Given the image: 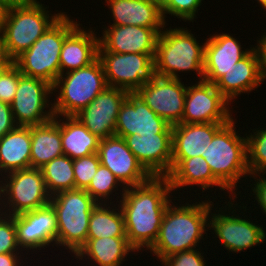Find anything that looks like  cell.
I'll return each instance as SVG.
<instances>
[{"label":"cell","mask_w":266,"mask_h":266,"mask_svg":"<svg viewBox=\"0 0 266 266\" xmlns=\"http://www.w3.org/2000/svg\"><path fill=\"white\" fill-rule=\"evenodd\" d=\"M172 192L168 177H151L147 182L122 188L119 206L125 223L129 244L141 251L150 249L159 235L164 213L170 203Z\"/></svg>","instance_id":"6da1fadb"},{"label":"cell","mask_w":266,"mask_h":266,"mask_svg":"<svg viewBox=\"0 0 266 266\" xmlns=\"http://www.w3.org/2000/svg\"><path fill=\"white\" fill-rule=\"evenodd\" d=\"M199 202V203H198ZM178 206L170 203L164 213L159 235L149 249L161 262L164 258L182 251L196 249L209 229V215L214 207L209 200ZM207 228V229H206Z\"/></svg>","instance_id":"7a4b0ae2"},{"label":"cell","mask_w":266,"mask_h":266,"mask_svg":"<svg viewBox=\"0 0 266 266\" xmlns=\"http://www.w3.org/2000/svg\"><path fill=\"white\" fill-rule=\"evenodd\" d=\"M46 9L37 0H27L5 10L0 34L1 52L11 62L28 50L64 13L53 15Z\"/></svg>","instance_id":"3957f363"},{"label":"cell","mask_w":266,"mask_h":266,"mask_svg":"<svg viewBox=\"0 0 266 266\" xmlns=\"http://www.w3.org/2000/svg\"><path fill=\"white\" fill-rule=\"evenodd\" d=\"M165 27L159 34L155 55L154 74L160 77L180 79L179 72H197L203 80L204 47L187 28Z\"/></svg>","instance_id":"277c9868"},{"label":"cell","mask_w":266,"mask_h":266,"mask_svg":"<svg viewBox=\"0 0 266 266\" xmlns=\"http://www.w3.org/2000/svg\"><path fill=\"white\" fill-rule=\"evenodd\" d=\"M235 121L233 117L215 133L204 158L213 175L228 189L227 193L232 200L237 198L238 194L234 191H237V183L242 180L240 178H246L247 174L250 176L247 139L236 132Z\"/></svg>","instance_id":"5b68a950"},{"label":"cell","mask_w":266,"mask_h":266,"mask_svg":"<svg viewBox=\"0 0 266 266\" xmlns=\"http://www.w3.org/2000/svg\"><path fill=\"white\" fill-rule=\"evenodd\" d=\"M64 12L35 43L13 63L22 75L38 78L54 85L60 76V52L65 38L78 26Z\"/></svg>","instance_id":"8992f818"},{"label":"cell","mask_w":266,"mask_h":266,"mask_svg":"<svg viewBox=\"0 0 266 266\" xmlns=\"http://www.w3.org/2000/svg\"><path fill=\"white\" fill-rule=\"evenodd\" d=\"M50 204L57 215V248L64 246L74 255L86 244L92 209L98 204L85 189L58 192Z\"/></svg>","instance_id":"52a82bcc"},{"label":"cell","mask_w":266,"mask_h":266,"mask_svg":"<svg viewBox=\"0 0 266 266\" xmlns=\"http://www.w3.org/2000/svg\"><path fill=\"white\" fill-rule=\"evenodd\" d=\"M106 87L105 72L99 58L86 67L60 74L52 86L54 93L58 92L52 105L54 116L76 115Z\"/></svg>","instance_id":"ba28073f"},{"label":"cell","mask_w":266,"mask_h":266,"mask_svg":"<svg viewBox=\"0 0 266 266\" xmlns=\"http://www.w3.org/2000/svg\"><path fill=\"white\" fill-rule=\"evenodd\" d=\"M4 175L0 177L1 213L14 216L50 203L51 195L40 168L16 170Z\"/></svg>","instance_id":"9c48e42d"},{"label":"cell","mask_w":266,"mask_h":266,"mask_svg":"<svg viewBox=\"0 0 266 266\" xmlns=\"http://www.w3.org/2000/svg\"><path fill=\"white\" fill-rule=\"evenodd\" d=\"M107 85L135 93L154 74V60L149 54L98 52Z\"/></svg>","instance_id":"30bf717a"},{"label":"cell","mask_w":266,"mask_h":266,"mask_svg":"<svg viewBox=\"0 0 266 266\" xmlns=\"http://www.w3.org/2000/svg\"><path fill=\"white\" fill-rule=\"evenodd\" d=\"M52 94L50 83L21 75L14 100L10 104L16 124L18 126L40 125L53 119V104L49 100Z\"/></svg>","instance_id":"8fae6325"},{"label":"cell","mask_w":266,"mask_h":266,"mask_svg":"<svg viewBox=\"0 0 266 266\" xmlns=\"http://www.w3.org/2000/svg\"><path fill=\"white\" fill-rule=\"evenodd\" d=\"M231 201L232 200L230 199L229 202H224L228 204L225 205V210H222L221 208L216 210L218 214H215V212L211 214L210 211L209 228L210 230H214V236L215 238L216 236L219 238V243L226 248L225 250L239 253L265 242L266 232L263 229V225L258 226L255 223L253 224V221L251 222L250 219H246L245 216L242 218L239 216L240 214H235L237 211L234 209V203ZM226 209L230 210L227 212L229 215L225 214L224 211H227ZM230 214L232 215L230 216Z\"/></svg>","instance_id":"7c38bea8"},{"label":"cell","mask_w":266,"mask_h":266,"mask_svg":"<svg viewBox=\"0 0 266 266\" xmlns=\"http://www.w3.org/2000/svg\"><path fill=\"white\" fill-rule=\"evenodd\" d=\"M180 79L154 75L135 93L171 126L182 123L187 85Z\"/></svg>","instance_id":"4fadbf2b"},{"label":"cell","mask_w":266,"mask_h":266,"mask_svg":"<svg viewBox=\"0 0 266 266\" xmlns=\"http://www.w3.org/2000/svg\"><path fill=\"white\" fill-rule=\"evenodd\" d=\"M229 105L214 84L198 81L187 86L182 123H227L233 117Z\"/></svg>","instance_id":"5bb4252c"},{"label":"cell","mask_w":266,"mask_h":266,"mask_svg":"<svg viewBox=\"0 0 266 266\" xmlns=\"http://www.w3.org/2000/svg\"><path fill=\"white\" fill-rule=\"evenodd\" d=\"M17 244L21 251L42 250L54 245L57 247V215L53 206L48 205L14 215ZM26 248V249H25Z\"/></svg>","instance_id":"9a60e30c"},{"label":"cell","mask_w":266,"mask_h":266,"mask_svg":"<svg viewBox=\"0 0 266 266\" xmlns=\"http://www.w3.org/2000/svg\"><path fill=\"white\" fill-rule=\"evenodd\" d=\"M97 154L100 163L116 176L123 188L143 184L152 177L127 147L123 137L113 135L100 139Z\"/></svg>","instance_id":"2e32d148"},{"label":"cell","mask_w":266,"mask_h":266,"mask_svg":"<svg viewBox=\"0 0 266 266\" xmlns=\"http://www.w3.org/2000/svg\"><path fill=\"white\" fill-rule=\"evenodd\" d=\"M128 94L126 90L108 86L74 116L98 138L111 137L115 135L118 113Z\"/></svg>","instance_id":"e0dca14e"},{"label":"cell","mask_w":266,"mask_h":266,"mask_svg":"<svg viewBox=\"0 0 266 266\" xmlns=\"http://www.w3.org/2000/svg\"><path fill=\"white\" fill-rule=\"evenodd\" d=\"M99 38L98 52L149 54L153 59L156 43L163 28H145L135 25L104 27Z\"/></svg>","instance_id":"ac0fdd59"},{"label":"cell","mask_w":266,"mask_h":266,"mask_svg":"<svg viewBox=\"0 0 266 266\" xmlns=\"http://www.w3.org/2000/svg\"><path fill=\"white\" fill-rule=\"evenodd\" d=\"M127 147L152 177H167L171 172L172 133L128 135Z\"/></svg>","instance_id":"d6986e66"},{"label":"cell","mask_w":266,"mask_h":266,"mask_svg":"<svg viewBox=\"0 0 266 266\" xmlns=\"http://www.w3.org/2000/svg\"><path fill=\"white\" fill-rule=\"evenodd\" d=\"M172 127L162 117L151 110L136 94L129 93L122 103L115 126V135H153L172 133Z\"/></svg>","instance_id":"ffe728a7"},{"label":"cell","mask_w":266,"mask_h":266,"mask_svg":"<svg viewBox=\"0 0 266 266\" xmlns=\"http://www.w3.org/2000/svg\"><path fill=\"white\" fill-rule=\"evenodd\" d=\"M203 80L214 84L251 50H242L241 43L229 33L213 34L205 39Z\"/></svg>","instance_id":"44dd1931"},{"label":"cell","mask_w":266,"mask_h":266,"mask_svg":"<svg viewBox=\"0 0 266 266\" xmlns=\"http://www.w3.org/2000/svg\"><path fill=\"white\" fill-rule=\"evenodd\" d=\"M226 123H179L172 127L171 171L183 160L195 156L205 158L208 144Z\"/></svg>","instance_id":"7402d4cb"},{"label":"cell","mask_w":266,"mask_h":266,"mask_svg":"<svg viewBox=\"0 0 266 266\" xmlns=\"http://www.w3.org/2000/svg\"><path fill=\"white\" fill-rule=\"evenodd\" d=\"M264 82L256 49L252 50L215 83V87L231 103L241 93H249ZM237 96V97H236Z\"/></svg>","instance_id":"603a6c76"},{"label":"cell","mask_w":266,"mask_h":266,"mask_svg":"<svg viewBox=\"0 0 266 266\" xmlns=\"http://www.w3.org/2000/svg\"><path fill=\"white\" fill-rule=\"evenodd\" d=\"M113 16L112 25L164 28L161 7L155 0H105Z\"/></svg>","instance_id":"cb8c5ba5"},{"label":"cell","mask_w":266,"mask_h":266,"mask_svg":"<svg viewBox=\"0 0 266 266\" xmlns=\"http://www.w3.org/2000/svg\"><path fill=\"white\" fill-rule=\"evenodd\" d=\"M80 26L79 23L63 42L60 52V74L86 67L98 58L97 32L91 30L92 28L85 30Z\"/></svg>","instance_id":"d4e9b609"},{"label":"cell","mask_w":266,"mask_h":266,"mask_svg":"<svg viewBox=\"0 0 266 266\" xmlns=\"http://www.w3.org/2000/svg\"><path fill=\"white\" fill-rule=\"evenodd\" d=\"M28 168H31V126H17L0 137V176Z\"/></svg>","instance_id":"484cf974"},{"label":"cell","mask_w":266,"mask_h":266,"mask_svg":"<svg viewBox=\"0 0 266 266\" xmlns=\"http://www.w3.org/2000/svg\"><path fill=\"white\" fill-rule=\"evenodd\" d=\"M60 122V117L54 116L46 123L31 126V168H41L63 155Z\"/></svg>","instance_id":"4316f807"},{"label":"cell","mask_w":266,"mask_h":266,"mask_svg":"<svg viewBox=\"0 0 266 266\" xmlns=\"http://www.w3.org/2000/svg\"><path fill=\"white\" fill-rule=\"evenodd\" d=\"M129 252L137 251L129 244L127 237L87 238L75 258L82 260L86 257L97 266H122Z\"/></svg>","instance_id":"83f0119b"},{"label":"cell","mask_w":266,"mask_h":266,"mask_svg":"<svg viewBox=\"0 0 266 266\" xmlns=\"http://www.w3.org/2000/svg\"><path fill=\"white\" fill-rule=\"evenodd\" d=\"M173 192L187 186L202 187V192L210 187H219V190L228 189L213 175L210 166L202 156L183 159L167 176ZM204 190V191H203Z\"/></svg>","instance_id":"f1b7e54d"},{"label":"cell","mask_w":266,"mask_h":266,"mask_svg":"<svg viewBox=\"0 0 266 266\" xmlns=\"http://www.w3.org/2000/svg\"><path fill=\"white\" fill-rule=\"evenodd\" d=\"M63 120L60 119L63 154L77 159L97 153L100 138L92 134L75 116H64Z\"/></svg>","instance_id":"f546056e"},{"label":"cell","mask_w":266,"mask_h":266,"mask_svg":"<svg viewBox=\"0 0 266 266\" xmlns=\"http://www.w3.org/2000/svg\"><path fill=\"white\" fill-rule=\"evenodd\" d=\"M111 201L112 198L110 204L98 203L92 209L87 238L126 237L122 210Z\"/></svg>","instance_id":"4dcf8cb0"},{"label":"cell","mask_w":266,"mask_h":266,"mask_svg":"<svg viewBox=\"0 0 266 266\" xmlns=\"http://www.w3.org/2000/svg\"><path fill=\"white\" fill-rule=\"evenodd\" d=\"M40 169L51 196L61 191L75 189L73 159L65 154L54 158Z\"/></svg>","instance_id":"1f68e13d"},{"label":"cell","mask_w":266,"mask_h":266,"mask_svg":"<svg viewBox=\"0 0 266 266\" xmlns=\"http://www.w3.org/2000/svg\"><path fill=\"white\" fill-rule=\"evenodd\" d=\"M255 131V132H254ZM246 136L247 164L250 175L266 173V128L256 130Z\"/></svg>","instance_id":"d6a6232c"},{"label":"cell","mask_w":266,"mask_h":266,"mask_svg":"<svg viewBox=\"0 0 266 266\" xmlns=\"http://www.w3.org/2000/svg\"><path fill=\"white\" fill-rule=\"evenodd\" d=\"M119 180L116 176L104 165L100 163L95 175L93 176L90 184L85 191L97 202V203H109L110 195L116 191L119 184ZM104 198V199H103ZM103 199V200H102ZM108 199V200H107ZM104 201V202H103Z\"/></svg>","instance_id":"836d02e7"},{"label":"cell","mask_w":266,"mask_h":266,"mask_svg":"<svg viewBox=\"0 0 266 266\" xmlns=\"http://www.w3.org/2000/svg\"><path fill=\"white\" fill-rule=\"evenodd\" d=\"M161 7L163 19L166 23V14L176 16L183 21H192L196 18V13L200 10L203 0H155Z\"/></svg>","instance_id":"e575fe53"},{"label":"cell","mask_w":266,"mask_h":266,"mask_svg":"<svg viewBox=\"0 0 266 266\" xmlns=\"http://www.w3.org/2000/svg\"><path fill=\"white\" fill-rule=\"evenodd\" d=\"M99 165L100 160L97 153L73 159L75 189H86Z\"/></svg>","instance_id":"d590c367"},{"label":"cell","mask_w":266,"mask_h":266,"mask_svg":"<svg viewBox=\"0 0 266 266\" xmlns=\"http://www.w3.org/2000/svg\"><path fill=\"white\" fill-rule=\"evenodd\" d=\"M20 252L21 249L17 244L14 216L6 215L0 212V254Z\"/></svg>","instance_id":"8d00e7d4"},{"label":"cell","mask_w":266,"mask_h":266,"mask_svg":"<svg viewBox=\"0 0 266 266\" xmlns=\"http://www.w3.org/2000/svg\"><path fill=\"white\" fill-rule=\"evenodd\" d=\"M22 75L19 68L11 62L0 74V101L11 104Z\"/></svg>","instance_id":"74e56055"},{"label":"cell","mask_w":266,"mask_h":266,"mask_svg":"<svg viewBox=\"0 0 266 266\" xmlns=\"http://www.w3.org/2000/svg\"><path fill=\"white\" fill-rule=\"evenodd\" d=\"M199 250L196 248L172 254L161 261L162 266H206V260Z\"/></svg>","instance_id":"f35d334b"},{"label":"cell","mask_w":266,"mask_h":266,"mask_svg":"<svg viewBox=\"0 0 266 266\" xmlns=\"http://www.w3.org/2000/svg\"><path fill=\"white\" fill-rule=\"evenodd\" d=\"M264 175H266V173H262V176L261 173H258L250 175L249 177L255 179V182L251 184V187L253 185L251 191H253V195H255V199L257 200L256 203L258 202V205H260L259 207H261L260 209L266 215V177ZM257 176H259V178Z\"/></svg>","instance_id":"ab89813d"},{"label":"cell","mask_w":266,"mask_h":266,"mask_svg":"<svg viewBox=\"0 0 266 266\" xmlns=\"http://www.w3.org/2000/svg\"><path fill=\"white\" fill-rule=\"evenodd\" d=\"M17 126L13 117L11 105L0 101V137L14 130Z\"/></svg>","instance_id":"60d3db41"},{"label":"cell","mask_w":266,"mask_h":266,"mask_svg":"<svg viewBox=\"0 0 266 266\" xmlns=\"http://www.w3.org/2000/svg\"><path fill=\"white\" fill-rule=\"evenodd\" d=\"M265 34V35H264ZM261 38L257 40V46L254 48L257 51L259 62H260V69L263 76V79H266V32L264 33Z\"/></svg>","instance_id":"b9f144b4"},{"label":"cell","mask_w":266,"mask_h":266,"mask_svg":"<svg viewBox=\"0 0 266 266\" xmlns=\"http://www.w3.org/2000/svg\"><path fill=\"white\" fill-rule=\"evenodd\" d=\"M19 254L20 253H1L0 254V266H23L24 261L20 259L22 257H21V254L20 255Z\"/></svg>","instance_id":"7bdbcfd3"},{"label":"cell","mask_w":266,"mask_h":266,"mask_svg":"<svg viewBox=\"0 0 266 266\" xmlns=\"http://www.w3.org/2000/svg\"><path fill=\"white\" fill-rule=\"evenodd\" d=\"M26 1L27 0H0V7H2L4 10H8L13 6L20 5Z\"/></svg>","instance_id":"ee69618b"},{"label":"cell","mask_w":266,"mask_h":266,"mask_svg":"<svg viewBox=\"0 0 266 266\" xmlns=\"http://www.w3.org/2000/svg\"><path fill=\"white\" fill-rule=\"evenodd\" d=\"M11 63L3 54L0 56V74Z\"/></svg>","instance_id":"f6af8a7d"},{"label":"cell","mask_w":266,"mask_h":266,"mask_svg":"<svg viewBox=\"0 0 266 266\" xmlns=\"http://www.w3.org/2000/svg\"><path fill=\"white\" fill-rule=\"evenodd\" d=\"M5 10L0 7V34L2 31V24H3V18H4Z\"/></svg>","instance_id":"bcb514c9"},{"label":"cell","mask_w":266,"mask_h":266,"mask_svg":"<svg viewBox=\"0 0 266 266\" xmlns=\"http://www.w3.org/2000/svg\"><path fill=\"white\" fill-rule=\"evenodd\" d=\"M259 5L266 11V0H256Z\"/></svg>","instance_id":"7dc6e473"},{"label":"cell","mask_w":266,"mask_h":266,"mask_svg":"<svg viewBox=\"0 0 266 266\" xmlns=\"http://www.w3.org/2000/svg\"><path fill=\"white\" fill-rule=\"evenodd\" d=\"M2 55V52H1V43H0V56Z\"/></svg>","instance_id":"c3c4849f"}]
</instances>
